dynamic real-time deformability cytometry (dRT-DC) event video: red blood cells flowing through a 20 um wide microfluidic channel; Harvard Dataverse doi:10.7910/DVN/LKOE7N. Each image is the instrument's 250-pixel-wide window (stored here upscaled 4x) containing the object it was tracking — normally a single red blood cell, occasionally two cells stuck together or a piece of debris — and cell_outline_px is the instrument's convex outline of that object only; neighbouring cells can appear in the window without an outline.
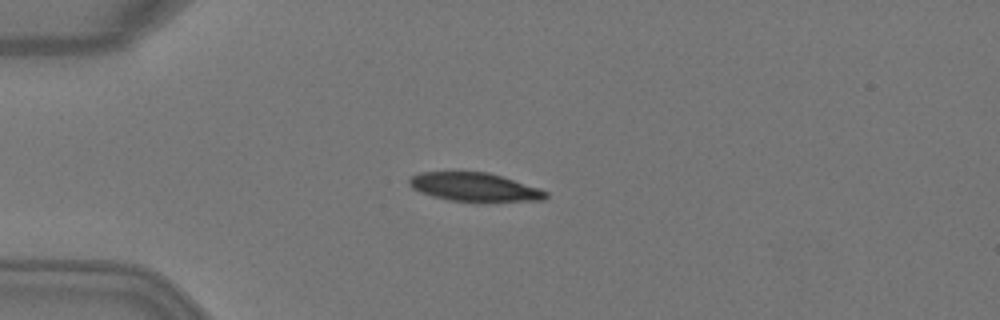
{"species": "Egyptian fruit bat (a non-hibernating species)", "species_latin": "Rousettus aegyptiacus", "temperature_condition": "warm", "stored_images_in_passage": 4, "camera_frame_rate_fps": 3000, "um_per_image_px": 0.085, "animal": {"sex": "female"}, "frame": {"image": 1, "passage_image": 2, "time_ms": 0.333, "image_size_px": [1000, 320], "cell_outline_px": [[548, 196], [544, 200], [476, 204], [448, 200], [432, 196], [420, 192], [412, 188], [408, 184], [408, 180], [412, 176], [420, 172], [488, 172], [540, 188], [548, 192]], "centroid_in_image_um": [40.37, 15.95], "position_along_channel_um": 44.6, "area_um2": 23.58}}
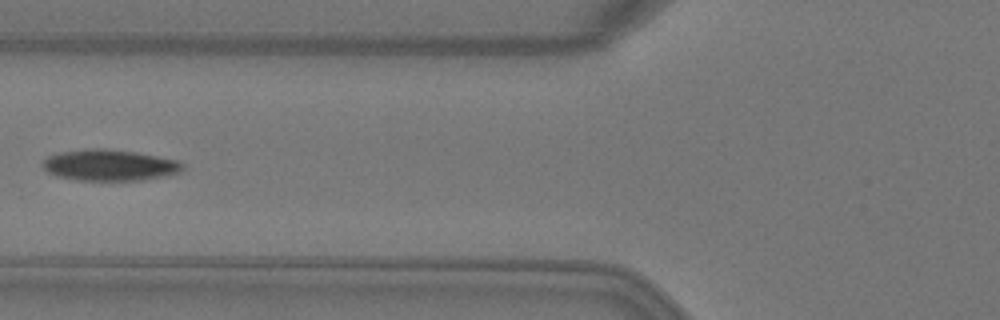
{"frame": {"image": 2, "passage_image": 4, "time_ms": 1.0, "image_size_px": [1000, 320], "cell_outline_px": [[184, 168], [180, 172], [164, 176], [144, 180], [76, 180], [56, 176], [48, 172], [40, 164], [48, 156], [60, 152], [84, 148], [108, 148], [136, 152], [180, 160], [184, 164]], "centroid_in_image_um": [9.32, 14.03], "position_along_channel_um": 116.5, "area_um2": 25.78}}